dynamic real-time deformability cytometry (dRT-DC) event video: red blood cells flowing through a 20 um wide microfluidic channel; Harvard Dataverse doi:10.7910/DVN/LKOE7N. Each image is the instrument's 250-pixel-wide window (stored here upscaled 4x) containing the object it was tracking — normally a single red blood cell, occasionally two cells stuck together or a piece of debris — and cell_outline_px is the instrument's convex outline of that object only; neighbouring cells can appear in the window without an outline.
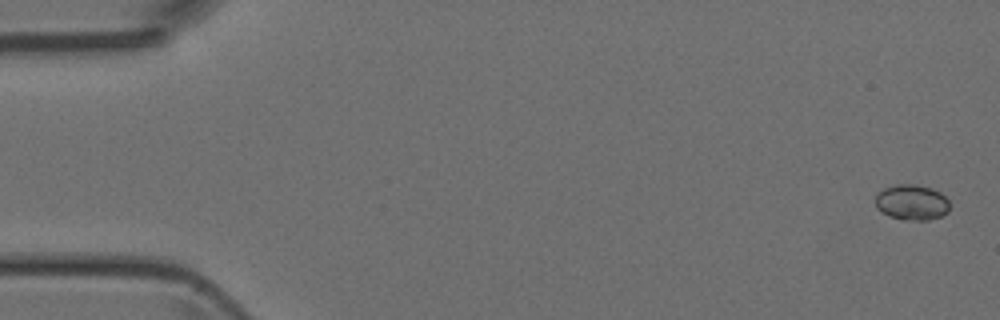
{"species": "Egyptian fruit bat (a non-hibernating species)", "species_latin": "Rousettus aegyptiacus", "temperature_condition": "room temperature", "stored_images_in_passage": 5, "camera_frame_rate_fps": 3000, "um_per_image_px": 0.085, "animal": {"sex": "female"}, "frame": {"image": 1, "passage_image": 1, "time_ms": 0.0, "image_size_px": [1000, 320], "cell_outline_px": [[948, 212], [940, 216], [928, 220], [904, 220], [888, 216], [876, 208], [876, 192], [884, 188], [896, 184], [916, 184], [932, 188], [940, 192], [948, 200]], "centroid_in_image_um": [77.47, 17.19], "position_along_channel_um": 7.5, "area_um2": 15.49}}
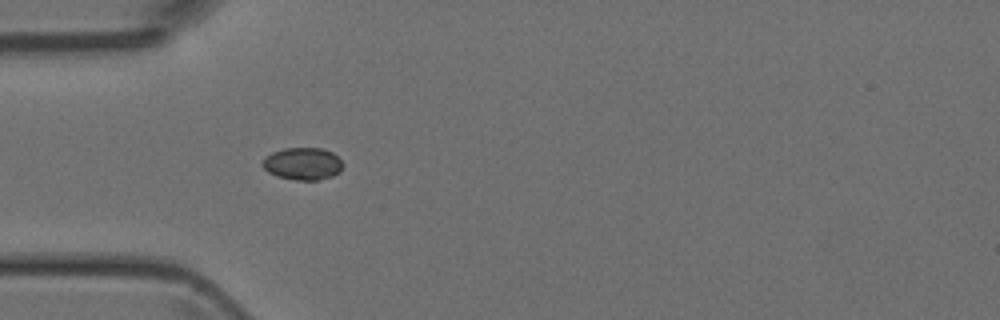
{"frame": {"image": 2, "passage_image": 5, "time_ms": 4.667, "image_size_px": [1000, 320], "cell_outline_px": [[344, 164], [340, 172], [332, 176], [316, 180], [296, 180], [276, 176], [268, 172], [260, 164], [264, 156], [272, 152], [284, 148], [320, 148], [332, 152]], "centroid_in_image_um": [25.7, 13.91], "position_along_channel_um": 59.3, "area_um2": 15.26}}